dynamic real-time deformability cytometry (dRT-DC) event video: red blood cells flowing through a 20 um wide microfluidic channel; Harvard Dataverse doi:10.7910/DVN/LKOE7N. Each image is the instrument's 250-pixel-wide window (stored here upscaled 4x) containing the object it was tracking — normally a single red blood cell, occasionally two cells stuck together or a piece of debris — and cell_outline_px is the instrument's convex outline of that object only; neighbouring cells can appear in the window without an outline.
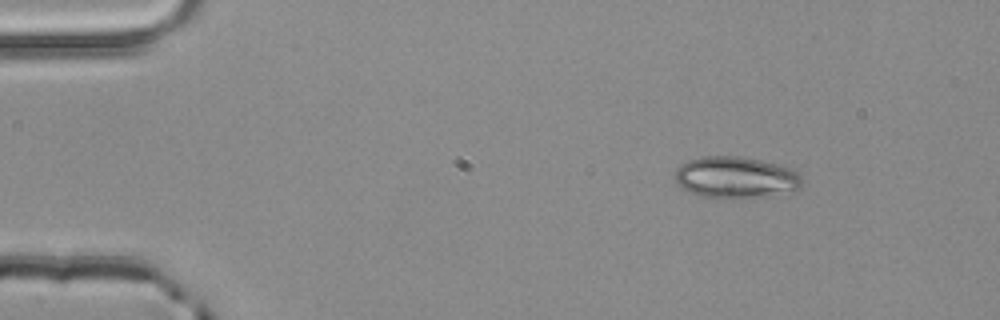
{"species": "common noctule bat (a hibernating species)", "species_latin": "Nyctalus noctula", "temperature_condition": "room temperature", "stored_images_in_passage": 3, "camera_frame_rate_fps": 3000, "um_per_image_px": 0.085, "animal": {"sex": "male", "body_mass_g": 20.4}, "frame": {"image": 1, "passage_image": 1, "time_ms": 0.0, "image_size_px": [1000, 320], "cell_outline_px": [[804, 180], [800, 188], [764, 196], [700, 196], [680, 188], [676, 184], [676, 168], [680, 164], [688, 160], [700, 156], [740, 156], [760, 160], [792, 168]], "centroid_in_image_um": [62.5, 15.04], "position_along_channel_um": 22.5, "area_um2": 30.23}}